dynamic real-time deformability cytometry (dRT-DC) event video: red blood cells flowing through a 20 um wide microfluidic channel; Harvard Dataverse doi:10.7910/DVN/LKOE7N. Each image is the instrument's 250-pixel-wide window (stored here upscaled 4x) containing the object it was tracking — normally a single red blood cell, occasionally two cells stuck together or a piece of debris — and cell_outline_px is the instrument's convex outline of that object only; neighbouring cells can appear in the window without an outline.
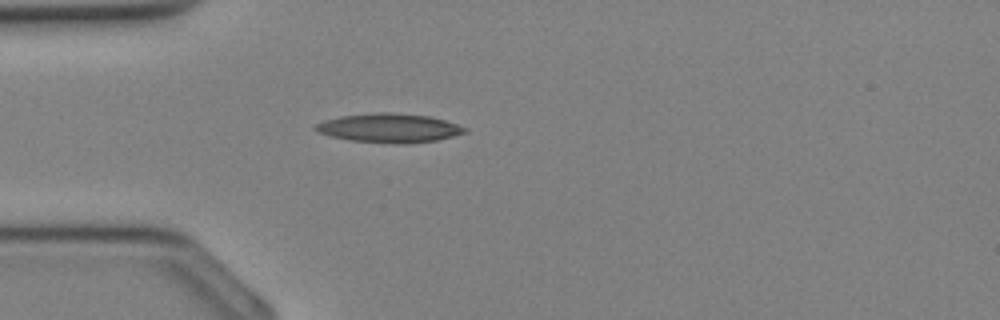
{"species": "Egyptian fruit bat (a non-hibernating species)", "species_latin": "Rousettus aegyptiacus", "temperature_condition": "cold", "stored_images_in_passage": 28, "camera_frame_rate_fps": 3000, "um_per_image_px": 0.085, "animal": {"sex": "female"}, "frame": {"image": 1, "passage_image": 5, "time_ms": 1.333, "image_size_px": [1000, 320], "cell_outline_px": [[468, 132], [436, 140], [352, 140], [332, 136], [320, 132], [312, 128], [316, 124], [324, 120], [340, 116], [376, 112], [388, 112], [428, 116], [444, 120], [468, 128]], "centroid_in_image_um": [33.06, 10.81], "position_along_channel_um": 51.9, "area_um2": 23.7}}
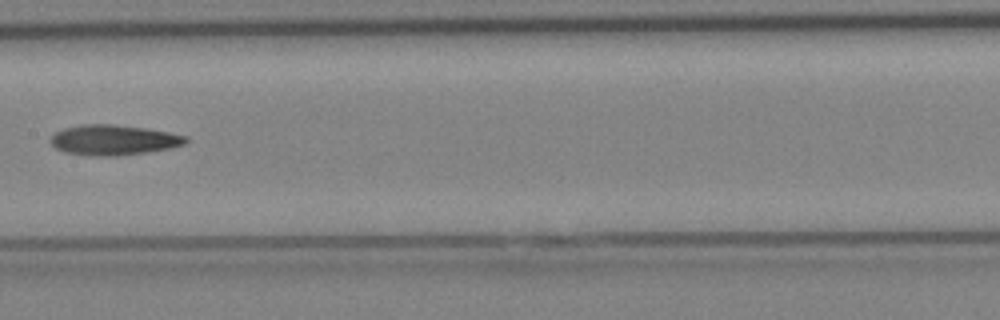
{"frame": {"image": 2, "passage_image": 13, "time_ms": 4.0, "image_size_px": [1000, 320], "cell_outline_px": [[188, 140], [184, 144], [172, 148], [116, 156], [96, 156], [64, 152], [56, 148], [48, 140], [56, 132], [64, 128], [84, 124], [112, 124], [144, 128], [168, 132], [188, 136]], "centroid_in_image_um": [9.65, 11.9], "position_along_channel_um": 197.8, "area_um2": 23.7}}
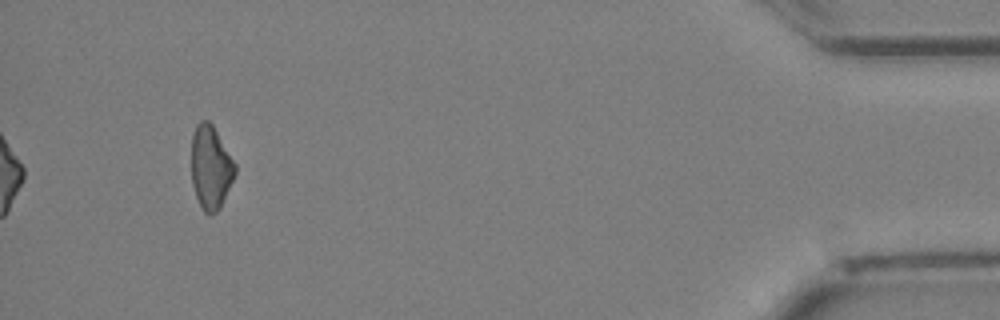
{"frame": {"image": 3, "passage_image": 28, "time_ms": 9.0, "image_size_px": [1000, 320], "cell_outline_px": [[236, 172], [220, 208], [216, 212], [208, 216], [204, 212], [196, 196], [192, 184], [192, 136], [196, 124], [200, 120], [208, 120], [212, 124], [236, 164]], "centroid_in_image_um": [17.91, 14.23], "position_along_channel_um": 417.3, "area_um2": 21.15}}